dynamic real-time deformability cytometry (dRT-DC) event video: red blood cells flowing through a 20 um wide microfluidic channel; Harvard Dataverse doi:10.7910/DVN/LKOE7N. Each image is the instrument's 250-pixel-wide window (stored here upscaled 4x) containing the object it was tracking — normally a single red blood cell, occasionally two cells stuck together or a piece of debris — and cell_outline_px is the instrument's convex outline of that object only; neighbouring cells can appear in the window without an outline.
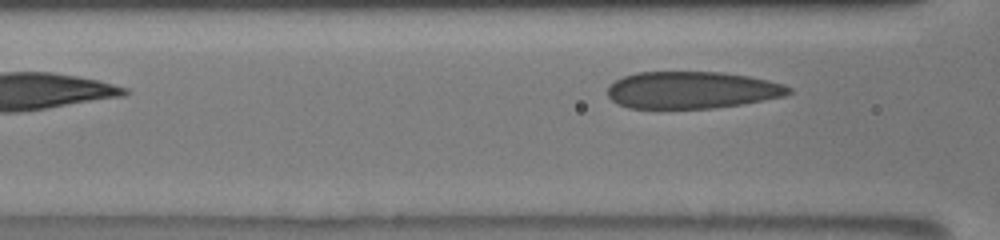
{"species": "human", "species_latin": "Homo sapiens", "temperature_condition": "room temperature", "stored_images_in_passage": 6, "segment_of_instrument_passage": [2, 2], "camera_frame_rate_fps": 3000, "um_per_image_px": 0.085, "donor": {"sex": "male"}, "frame": {"image": 1, "passage_image": 6, "time_ms": 2.333, "image_size_px": [1000, 240], "cell_outline_px": [[792, 92], [784, 96], [740, 104], [712, 108], [628, 108], [616, 104], [608, 96], [608, 84], [624, 76], [636, 72], [724, 72], [748, 76], [768, 80], [784, 84], [792, 88]], "centroid_in_image_um": [58.79, 7.65], "position_along_channel_um": 107.8, "area_um2": 39.19}}